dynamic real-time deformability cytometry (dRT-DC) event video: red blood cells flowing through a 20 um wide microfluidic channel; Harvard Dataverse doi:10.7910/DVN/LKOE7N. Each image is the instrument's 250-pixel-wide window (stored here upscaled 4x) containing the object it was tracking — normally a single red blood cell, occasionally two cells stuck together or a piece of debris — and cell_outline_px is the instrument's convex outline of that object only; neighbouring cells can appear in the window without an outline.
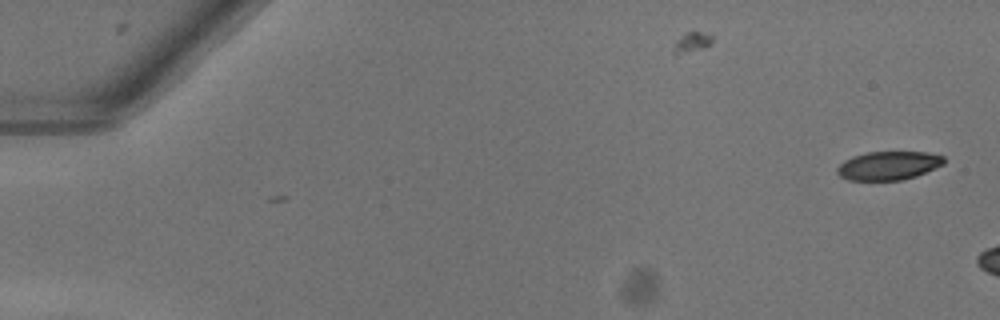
{"species": "common noctule bat (a hibernating species)", "species_latin": "Nyctalus noctula", "temperature_condition": "warm", "stored_images_in_passage": 2, "camera_frame_rate_fps": 3000, "um_per_image_px": 0.085, "animal": {"sex": "female"}, "frame": {"image": 1, "passage_image": 1, "time_ms": 0.0, "image_size_px": [1000, 320], "cell_outline_px": [[944, 164], [936, 168], [916, 176], [900, 180], [848, 180], [840, 176], [836, 172], [836, 168], [844, 160], [852, 156], [868, 152], [928, 152], [944, 156]], "centroid_in_image_um": [75.51, 14.07], "position_along_channel_um": 9.5, "area_um2": 17.86}}